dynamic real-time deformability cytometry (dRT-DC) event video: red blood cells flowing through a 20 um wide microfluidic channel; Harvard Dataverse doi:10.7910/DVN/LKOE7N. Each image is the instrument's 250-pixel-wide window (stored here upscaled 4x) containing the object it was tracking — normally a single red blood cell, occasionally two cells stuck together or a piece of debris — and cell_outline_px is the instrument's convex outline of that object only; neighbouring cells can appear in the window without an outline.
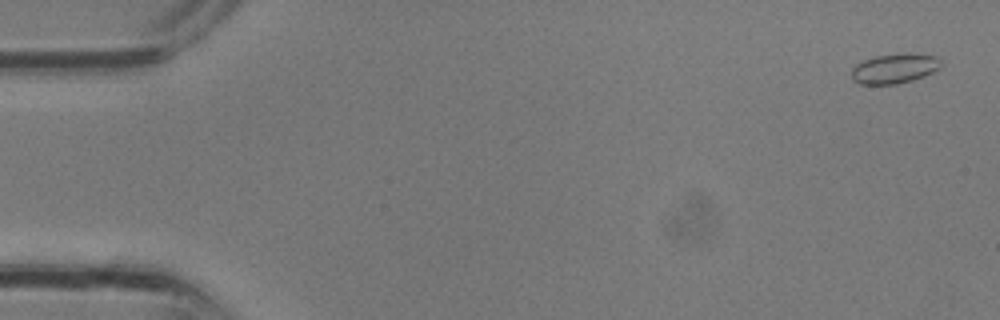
{"species": "common noctule bat (a hibernating species)", "species_latin": "Nyctalus noctula", "temperature_condition": "room temperature", "stored_images_in_passage": 33, "camera_frame_rate_fps": 3000, "um_per_image_px": 0.085, "animal": {"sex": "male", "body_mass_g": 13.3}, "frame": {"image": 1, "passage_image": 2, "time_ms": 0.333, "image_size_px": [1000, 320], "cell_outline_px": [[944, 64], [940, 68], [924, 76], [912, 80], [896, 84], [860, 84], [852, 80], [852, 68], [856, 64], [864, 60], [876, 56], [936, 56]], "centroid_in_image_um": [76.0, 5.88], "position_along_channel_um": 9.0, "area_um2": 14.8}}
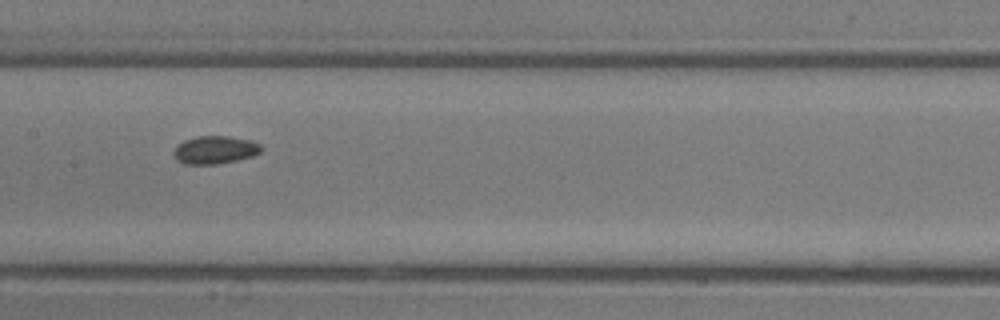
{"frame": {"image": 2, "passage_image": 17, "time_ms": 5.333, "image_size_px": [1000, 320], "cell_outline_px": [[260, 152], [252, 156], [236, 160], [216, 164], [184, 164], [176, 160], [172, 152], [184, 140], [196, 136], [228, 136], [248, 140], [260, 144]], "centroid_in_image_um": [18.23, 12.74], "position_along_channel_um": 189.2, "area_um2": 14.05}}
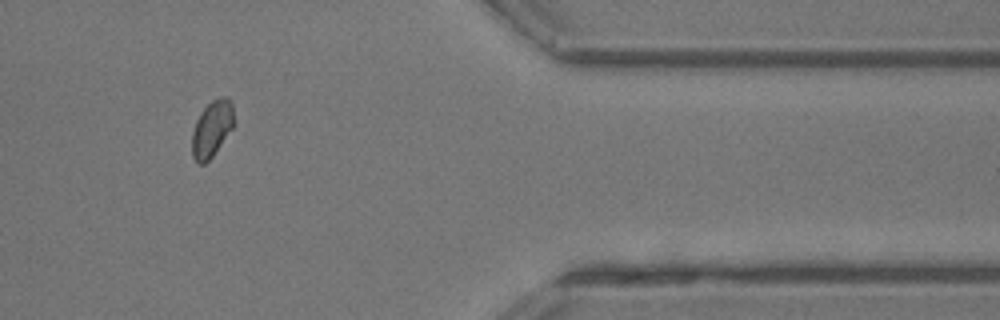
{"frame": {"image": 3, "passage_image": 28, "time_ms": 9.0, "image_size_px": [1000, 320], "cell_outline_px": [[232, 128], [212, 156], [204, 164], [200, 164], [192, 156], [192, 132], [196, 120], [200, 112], [212, 100], [224, 96], [228, 96], [232, 100]], "centroid_in_image_um": [17.98, 10.92], "position_along_channel_um": 393.4, "area_um2": 13.47}}